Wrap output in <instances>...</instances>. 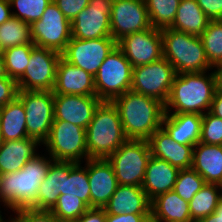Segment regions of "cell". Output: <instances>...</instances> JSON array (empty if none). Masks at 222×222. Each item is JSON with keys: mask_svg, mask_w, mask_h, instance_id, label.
<instances>
[{"mask_svg": "<svg viewBox=\"0 0 222 222\" xmlns=\"http://www.w3.org/2000/svg\"><path fill=\"white\" fill-rule=\"evenodd\" d=\"M198 222H222V198L219 200L214 213L200 219Z\"/></svg>", "mask_w": 222, "mask_h": 222, "instance_id": "48", "label": "cell"}, {"mask_svg": "<svg viewBox=\"0 0 222 222\" xmlns=\"http://www.w3.org/2000/svg\"><path fill=\"white\" fill-rule=\"evenodd\" d=\"M202 116L195 113L165 114L162 127L175 142L195 146L200 141Z\"/></svg>", "mask_w": 222, "mask_h": 222, "instance_id": "23", "label": "cell"}, {"mask_svg": "<svg viewBox=\"0 0 222 222\" xmlns=\"http://www.w3.org/2000/svg\"><path fill=\"white\" fill-rule=\"evenodd\" d=\"M20 222H61L51 211L23 208L14 211Z\"/></svg>", "mask_w": 222, "mask_h": 222, "instance_id": "40", "label": "cell"}, {"mask_svg": "<svg viewBox=\"0 0 222 222\" xmlns=\"http://www.w3.org/2000/svg\"><path fill=\"white\" fill-rule=\"evenodd\" d=\"M209 22L210 19L196 0H180L175 19L169 28L200 37Z\"/></svg>", "mask_w": 222, "mask_h": 222, "instance_id": "28", "label": "cell"}, {"mask_svg": "<svg viewBox=\"0 0 222 222\" xmlns=\"http://www.w3.org/2000/svg\"><path fill=\"white\" fill-rule=\"evenodd\" d=\"M88 159H107L128 139L113 102L102 101L86 128Z\"/></svg>", "mask_w": 222, "mask_h": 222, "instance_id": "4", "label": "cell"}, {"mask_svg": "<svg viewBox=\"0 0 222 222\" xmlns=\"http://www.w3.org/2000/svg\"><path fill=\"white\" fill-rule=\"evenodd\" d=\"M210 20L222 19V0H196Z\"/></svg>", "mask_w": 222, "mask_h": 222, "instance_id": "43", "label": "cell"}, {"mask_svg": "<svg viewBox=\"0 0 222 222\" xmlns=\"http://www.w3.org/2000/svg\"><path fill=\"white\" fill-rule=\"evenodd\" d=\"M124 134L128 140H148L162 127L165 104L147 95L127 91L115 98Z\"/></svg>", "mask_w": 222, "mask_h": 222, "instance_id": "1", "label": "cell"}, {"mask_svg": "<svg viewBox=\"0 0 222 222\" xmlns=\"http://www.w3.org/2000/svg\"><path fill=\"white\" fill-rule=\"evenodd\" d=\"M64 16L72 22L89 5L90 0H53Z\"/></svg>", "mask_w": 222, "mask_h": 222, "instance_id": "41", "label": "cell"}, {"mask_svg": "<svg viewBox=\"0 0 222 222\" xmlns=\"http://www.w3.org/2000/svg\"><path fill=\"white\" fill-rule=\"evenodd\" d=\"M34 47V44H25L4 50L3 57L8 77L17 82L23 76Z\"/></svg>", "mask_w": 222, "mask_h": 222, "instance_id": "35", "label": "cell"}, {"mask_svg": "<svg viewBox=\"0 0 222 222\" xmlns=\"http://www.w3.org/2000/svg\"><path fill=\"white\" fill-rule=\"evenodd\" d=\"M221 198V185L205 183L189 202L192 222H198L200 219L214 213Z\"/></svg>", "mask_w": 222, "mask_h": 222, "instance_id": "30", "label": "cell"}, {"mask_svg": "<svg viewBox=\"0 0 222 222\" xmlns=\"http://www.w3.org/2000/svg\"><path fill=\"white\" fill-rule=\"evenodd\" d=\"M31 38L36 47L62 53L72 38L71 22L52 0L42 17L31 25Z\"/></svg>", "mask_w": 222, "mask_h": 222, "instance_id": "10", "label": "cell"}, {"mask_svg": "<svg viewBox=\"0 0 222 222\" xmlns=\"http://www.w3.org/2000/svg\"><path fill=\"white\" fill-rule=\"evenodd\" d=\"M116 46L117 42L112 37L89 40L72 37L61 55L68 63L95 76L103 61Z\"/></svg>", "mask_w": 222, "mask_h": 222, "instance_id": "13", "label": "cell"}, {"mask_svg": "<svg viewBox=\"0 0 222 222\" xmlns=\"http://www.w3.org/2000/svg\"><path fill=\"white\" fill-rule=\"evenodd\" d=\"M150 157L147 140H127L107 160L113 167L118 184L142 187Z\"/></svg>", "mask_w": 222, "mask_h": 222, "instance_id": "7", "label": "cell"}, {"mask_svg": "<svg viewBox=\"0 0 222 222\" xmlns=\"http://www.w3.org/2000/svg\"><path fill=\"white\" fill-rule=\"evenodd\" d=\"M192 168L205 183L222 185V145L199 142L193 149Z\"/></svg>", "mask_w": 222, "mask_h": 222, "instance_id": "24", "label": "cell"}, {"mask_svg": "<svg viewBox=\"0 0 222 222\" xmlns=\"http://www.w3.org/2000/svg\"><path fill=\"white\" fill-rule=\"evenodd\" d=\"M110 23L111 37L116 42L152 27L144 0H113Z\"/></svg>", "mask_w": 222, "mask_h": 222, "instance_id": "15", "label": "cell"}, {"mask_svg": "<svg viewBox=\"0 0 222 222\" xmlns=\"http://www.w3.org/2000/svg\"><path fill=\"white\" fill-rule=\"evenodd\" d=\"M101 102L97 96L54 95V120H63L86 129Z\"/></svg>", "mask_w": 222, "mask_h": 222, "instance_id": "17", "label": "cell"}, {"mask_svg": "<svg viewBox=\"0 0 222 222\" xmlns=\"http://www.w3.org/2000/svg\"><path fill=\"white\" fill-rule=\"evenodd\" d=\"M106 215L103 208H89L74 222H106Z\"/></svg>", "mask_w": 222, "mask_h": 222, "instance_id": "45", "label": "cell"}, {"mask_svg": "<svg viewBox=\"0 0 222 222\" xmlns=\"http://www.w3.org/2000/svg\"><path fill=\"white\" fill-rule=\"evenodd\" d=\"M61 53L34 47L23 76L17 81L18 91H52Z\"/></svg>", "mask_w": 222, "mask_h": 222, "instance_id": "12", "label": "cell"}, {"mask_svg": "<svg viewBox=\"0 0 222 222\" xmlns=\"http://www.w3.org/2000/svg\"><path fill=\"white\" fill-rule=\"evenodd\" d=\"M173 65L164 57L132 69L131 91L167 102L176 76Z\"/></svg>", "mask_w": 222, "mask_h": 222, "instance_id": "9", "label": "cell"}, {"mask_svg": "<svg viewBox=\"0 0 222 222\" xmlns=\"http://www.w3.org/2000/svg\"><path fill=\"white\" fill-rule=\"evenodd\" d=\"M106 214H151V201L142 187L118 184L103 208Z\"/></svg>", "mask_w": 222, "mask_h": 222, "instance_id": "21", "label": "cell"}, {"mask_svg": "<svg viewBox=\"0 0 222 222\" xmlns=\"http://www.w3.org/2000/svg\"><path fill=\"white\" fill-rule=\"evenodd\" d=\"M209 112L222 119V91H216Z\"/></svg>", "mask_w": 222, "mask_h": 222, "instance_id": "46", "label": "cell"}, {"mask_svg": "<svg viewBox=\"0 0 222 222\" xmlns=\"http://www.w3.org/2000/svg\"><path fill=\"white\" fill-rule=\"evenodd\" d=\"M206 72L176 74L165 103V114L204 115L210 110L217 84L214 71L208 75Z\"/></svg>", "mask_w": 222, "mask_h": 222, "instance_id": "3", "label": "cell"}, {"mask_svg": "<svg viewBox=\"0 0 222 222\" xmlns=\"http://www.w3.org/2000/svg\"><path fill=\"white\" fill-rule=\"evenodd\" d=\"M11 220H6L7 222H20V220L17 218V217H11L10 218ZM6 221H4V219L3 220H1L0 222H6Z\"/></svg>", "mask_w": 222, "mask_h": 222, "instance_id": "51", "label": "cell"}, {"mask_svg": "<svg viewBox=\"0 0 222 222\" xmlns=\"http://www.w3.org/2000/svg\"><path fill=\"white\" fill-rule=\"evenodd\" d=\"M0 41L4 50L10 47L34 44L31 38V25L12 16L0 25Z\"/></svg>", "mask_w": 222, "mask_h": 222, "instance_id": "32", "label": "cell"}, {"mask_svg": "<svg viewBox=\"0 0 222 222\" xmlns=\"http://www.w3.org/2000/svg\"><path fill=\"white\" fill-rule=\"evenodd\" d=\"M11 7L17 8L12 16L32 25L38 21L52 0H9Z\"/></svg>", "mask_w": 222, "mask_h": 222, "instance_id": "38", "label": "cell"}, {"mask_svg": "<svg viewBox=\"0 0 222 222\" xmlns=\"http://www.w3.org/2000/svg\"><path fill=\"white\" fill-rule=\"evenodd\" d=\"M151 220V214H118V215H106V222H149Z\"/></svg>", "mask_w": 222, "mask_h": 222, "instance_id": "44", "label": "cell"}, {"mask_svg": "<svg viewBox=\"0 0 222 222\" xmlns=\"http://www.w3.org/2000/svg\"><path fill=\"white\" fill-rule=\"evenodd\" d=\"M90 207L79 197L61 194L50 210L61 222H74Z\"/></svg>", "mask_w": 222, "mask_h": 222, "instance_id": "36", "label": "cell"}, {"mask_svg": "<svg viewBox=\"0 0 222 222\" xmlns=\"http://www.w3.org/2000/svg\"><path fill=\"white\" fill-rule=\"evenodd\" d=\"M132 65L116 46L106 57L94 76L96 96L101 101L112 102L127 91H131Z\"/></svg>", "mask_w": 222, "mask_h": 222, "instance_id": "6", "label": "cell"}, {"mask_svg": "<svg viewBox=\"0 0 222 222\" xmlns=\"http://www.w3.org/2000/svg\"><path fill=\"white\" fill-rule=\"evenodd\" d=\"M3 220L2 215H1V211H0V221Z\"/></svg>", "mask_w": 222, "mask_h": 222, "instance_id": "54", "label": "cell"}, {"mask_svg": "<svg viewBox=\"0 0 222 222\" xmlns=\"http://www.w3.org/2000/svg\"><path fill=\"white\" fill-rule=\"evenodd\" d=\"M201 143L222 145V119L209 111L202 116Z\"/></svg>", "mask_w": 222, "mask_h": 222, "instance_id": "39", "label": "cell"}, {"mask_svg": "<svg viewBox=\"0 0 222 222\" xmlns=\"http://www.w3.org/2000/svg\"><path fill=\"white\" fill-rule=\"evenodd\" d=\"M163 57L174 67L177 74L210 71L202 40L171 28L161 29ZM210 69V70H209Z\"/></svg>", "mask_w": 222, "mask_h": 222, "instance_id": "5", "label": "cell"}, {"mask_svg": "<svg viewBox=\"0 0 222 222\" xmlns=\"http://www.w3.org/2000/svg\"><path fill=\"white\" fill-rule=\"evenodd\" d=\"M178 172L179 169L167 161L151 156L142 182V189L149 200L173 190Z\"/></svg>", "mask_w": 222, "mask_h": 222, "instance_id": "22", "label": "cell"}, {"mask_svg": "<svg viewBox=\"0 0 222 222\" xmlns=\"http://www.w3.org/2000/svg\"><path fill=\"white\" fill-rule=\"evenodd\" d=\"M64 185L65 161H53L39 186L35 210L50 211L57 203L61 192H64Z\"/></svg>", "mask_w": 222, "mask_h": 222, "instance_id": "27", "label": "cell"}, {"mask_svg": "<svg viewBox=\"0 0 222 222\" xmlns=\"http://www.w3.org/2000/svg\"><path fill=\"white\" fill-rule=\"evenodd\" d=\"M205 185V180L191 167L180 169L173 190L188 203Z\"/></svg>", "mask_w": 222, "mask_h": 222, "instance_id": "37", "label": "cell"}, {"mask_svg": "<svg viewBox=\"0 0 222 222\" xmlns=\"http://www.w3.org/2000/svg\"><path fill=\"white\" fill-rule=\"evenodd\" d=\"M18 93L17 82L10 77L0 78V107L12 102Z\"/></svg>", "mask_w": 222, "mask_h": 222, "instance_id": "42", "label": "cell"}, {"mask_svg": "<svg viewBox=\"0 0 222 222\" xmlns=\"http://www.w3.org/2000/svg\"><path fill=\"white\" fill-rule=\"evenodd\" d=\"M0 134L4 142L28 137L25 108L17 97L0 107Z\"/></svg>", "mask_w": 222, "mask_h": 222, "instance_id": "29", "label": "cell"}, {"mask_svg": "<svg viewBox=\"0 0 222 222\" xmlns=\"http://www.w3.org/2000/svg\"><path fill=\"white\" fill-rule=\"evenodd\" d=\"M41 143L30 137L3 142L0 148V175L19 171L26 162L37 155Z\"/></svg>", "mask_w": 222, "mask_h": 222, "instance_id": "25", "label": "cell"}, {"mask_svg": "<svg viewBox=\"0 0 222 222\" xmlns=\"http://www.w3.org/2000/svg\"><path fill=\"white\" fill-rule=\"evenodd\" d=\"M153 28H169L176 16L180 0H144Z\"/></svg>", "mask_w": 222, "mask_h": 222, "instance_id": "33", "label": "cell"}, {"mask_svg": "<svg viewBox=\"0 0 222 222\" xmlns=\"http://www.w3.org/2000/svg\"><path fill=\"white\" fill-rule=\"evenodd\" d=\"M86 166L82 167L81 163L65 161V185L64 192L71 196H77L90 207V185Z\"/></svg>", "mask_w": 222, "mask_h": 222, "instance_id": "31", "label": "cell"}, {"mask_svg": "<svg viewBox=\"0 0 222 222\" xmlns=\"http://www.w3.org/2000/svg\"><path fill=\"white\" fill-rule=\"evenodd\" d=\"M117 47L123 52L133 68L150 64L163 57L161 30L151 27L126 35L117 41Z\"/></svg>", "mask_w": 222, "mask_h": 222, "instance_id": "14", "label": "cell"}, {"mask_svg": "<svg viewBox=\"0 0 222 222\" xmlns=\"http://www.w3.org/2000/svg\"><path fill=\"white\" fill-rule=\"evenodd\" d=\"M3 138H2V136H1V134H0V148L2 147V145H3Z\"/></svg>", "mask_w": 222, "mask_h": 222, "instance_id": "53", "label": "cell"}, {"mask_svg": "<svg viewBox=\"0 0 222 222\" xmlns=\"http://www.w3.org/2000/svg\"><path fill=\"white\" fill-rule=\"evenodd\" d=\"M4 54V48L1 45V41H0V56H3Z\"/></svg>", "mask_w": 222, "mask_h": 222, "instance_id": "52", "label": "cell"}, {"mask_svg": "<svg viewBox=\"0 0 222 222\" xmlns=\"http://www.w3.org/2000/svg\"><path fill=\"white\" fill-rule=\"evenodd\" d=\"M86 129L63 120H54L48 138L43 142L54 161L81 163L88 159Z\"/></svg>", "mask_w": 222, "mask_h": 222, "instance_id": "8", "label": "cell"}, {"mask_svg": "<svg viewBox=\"0 0 222 222\" xmlns=\"http://www.w3.org/2000/svg\"><path fill=\"white\" fill-rule=\"evenodd\" d=\"M9 0H0V25L12 17Z\"/></svg>", "mask_w": 222, "mask_h": 222, "instance_id": "47", "label": "cell"}, {"mask_svg": "<svg viewBox=\"0 0 222 222\" xmlns=\"http://www.w3.org/2000/svg\"><path fill=\"white\" fill-rule=\"evenodd\" d=\"M147 141L151 156L165 160L179 170L192 167L194 146L175 142L163 127L156 130Z\"/></svg>", "mask_w": 222, "mask_h": 222, "instance_id": "20", "label": "cell"}, {"mask_svg": "<svg viewBox=\"0 0 222 222\" xmlns=\"http://www.w3.org/2000/svg\"><path fill=\"white\" fill-rule=\"evenodd\" d=\"M90 185V208H104L118 183L111 163L107 159H87Z\"/></svg>", "mask_w": 222, "mask_h": 222, "instance_id": "18", "label": "cell"}, {"mask_svg": "<svg viewBox=\"0 0 222 222\" xmlns=\"http://www.w3.org/2000/svg\"><path fill=\"white\" fill-rule=\"evenodd\" d=\"M207 61L214 66L222 62V21L210 20L200 36Z\"/></svg>", "mask_w": 222, "mask_h": 222, "instance_id": "34", "label": "cell"}, {"mask_svg": "<svg viewBox=\"0 0 222 222\" xmlns=\"http://www.w3.org/2000/svg\"><path fill=\"white\" fill-rule=\"evenodd\" d=\"M113 0H90L71 22L72 37L89 40L111 37V6Z\"/></svg>", "mask_w": 222, "mask_h": 222, "instance_id": "16", "label": "cell"}, {"mask_svg": "<svg viewBox=\"0 0 222 222\" xmlns=\"http://www.w3.org/2000/svg\"><path fill=\"white\" fill-rule=\"evenodd\" d=\"M50 158L37 154L19 171L0 175V202L12 211L36 209L39 186L54 161Z\"/></svg>", "mask_w": 222, "mask_h": 222, "instance_id": "2", "label": "cell"}, {"mask_svg": "<svg viewBox=\"0 0 222 222\" xmlns=\"http://www.w3.org/2000/svg\"><path fill=\"white\" fill-rule=\"evenodd\" d=\"M52 92L54 95L96 96L94 76L61 57Z\"/></svg>", "mask_w": 222, "mask_h": 222, "instance_id": "19", "label": "cell"}, {"mask_svg": "<svg viewBox=\"0 0 222 222\" xmlns=\"http://www.w3.org/2000/svg\"><path fill=\"white\" fill-rule=\"evenodd\" d=\"M214 70L215 77H216V84H217V90L222 91V62L216 64Z\"/></svg>", "mask_w": 222, "mask_h": 222, "instance_id": "49", "label": "cell"}, {"mask_svg": "<svg viewBox=\"0 0 222 222\" xmlns=\"http://www.w3.org/2000/svg\"><path fill=\"white\" fill-rule=\"evenodd\" d=\"M17 98L26 112L28 137L41 145L48 138L54 121V93L52 91H18Z\"/></svg>", "mask_w": 222, "mask_h": 222, "instance_id": "11", "label": "cell"}, {"mask_svg": "<svg viewBox=\"0 0 222 222\" xmlns=\"http://www.w3.org/2000/svg\"><path fill=\"white\" fill-rule=\"evenodd\" d=\"M8 77L6 68H5V61L4 57L0 56V78Z\"/></svg>", "mask_w": 222, "mask_h": 222, "instance_id": "50", "label": "cell"}, {"mask_svg": "<svg viewBox=\"0 0 222 222\" xmlns=\"http://www.w3.org/2000/svg\"><path fill=\"white\" fill-rule=\"evenodd\" d=\"M151 221L192 222L189 203L174 190L161 194L151 201Z\"/></svg>", "mask_w": 222, "mask_h": 222, "instance_id": "26", "label": "cell"}]
</instances>
